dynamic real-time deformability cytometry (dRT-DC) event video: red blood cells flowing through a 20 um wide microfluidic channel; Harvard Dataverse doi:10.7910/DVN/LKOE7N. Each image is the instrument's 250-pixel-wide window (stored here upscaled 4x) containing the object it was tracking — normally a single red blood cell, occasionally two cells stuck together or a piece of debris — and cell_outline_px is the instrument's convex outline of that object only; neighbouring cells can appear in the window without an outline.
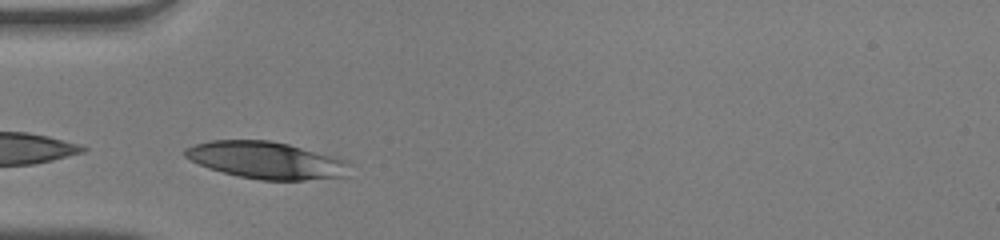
{"species": "human", "species_latin": "Homo sapiens", "temperature_condition": "warm", "stored_images_in_passage": 15, "camera_frame_rate_fps": 3000, "um_per_image_px": 0.085, "donor": {"sex": "male"}, "frame": {"image": 1, "passage_image": 1, "time_ms": 0.0, "image_size_px": [1000, 240], "cell_outline_px": [[352, 164], [348, 176], [304, 180], [260, 180], [240, 176], [208, 168], [184, 156], [184, 148], [208, 140], [268, 140], [288, 144], [336, 156], [348, 160]], "centroid_in_image_um": [22.7, 13.62], "position_along_channel_um": 62.3, "area_um2": 35.72}}
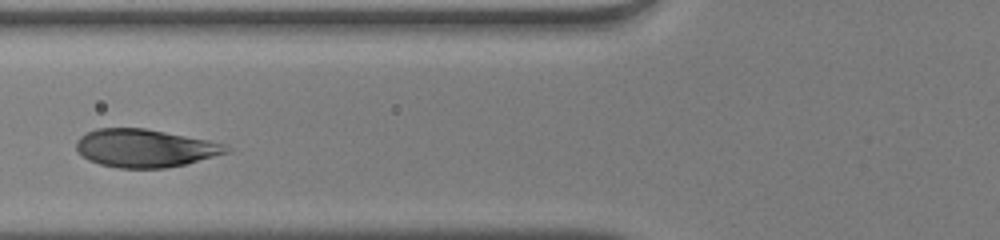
{"frame": {"image": 2, "passage_image": 5, "time_ms": 1.333, "image_size_px": [1000, 240], "cell_outline_px": [[228, 152], [184, 164], [164, 168], [116, 168], [100, 164], [88, 160], [76, 152], [76, 140], [80, 136], [96, 128], [144, 128], [208, 140], [224, 144], [228, 148]], "centroid_in_image_um": [12.24, 12.59], "position_along_channel_um": 113.6, "area_um2": 33.0}}
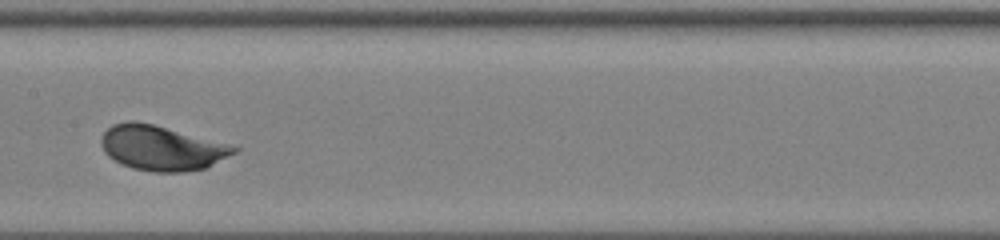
{"frame": {"image": 3, "passage_image": 11, "time_ms": 3.333, "image_size_px": [1000, 240], "cell_outline_px": [[240, 148], [236, 152], [204, 168], [184, 172], [152, 172], [132, 168], [120, 164], [108, 156], [104, 152], [100, 144], [100, 140], [104, 132], [112, 124], [128, 120], [132, 120], [152, 124], [228, 144]], "centroid_in_image_um": [13.67, 12.58], "position_along_channel_um": 193.7, "area_um2": 34.45}}